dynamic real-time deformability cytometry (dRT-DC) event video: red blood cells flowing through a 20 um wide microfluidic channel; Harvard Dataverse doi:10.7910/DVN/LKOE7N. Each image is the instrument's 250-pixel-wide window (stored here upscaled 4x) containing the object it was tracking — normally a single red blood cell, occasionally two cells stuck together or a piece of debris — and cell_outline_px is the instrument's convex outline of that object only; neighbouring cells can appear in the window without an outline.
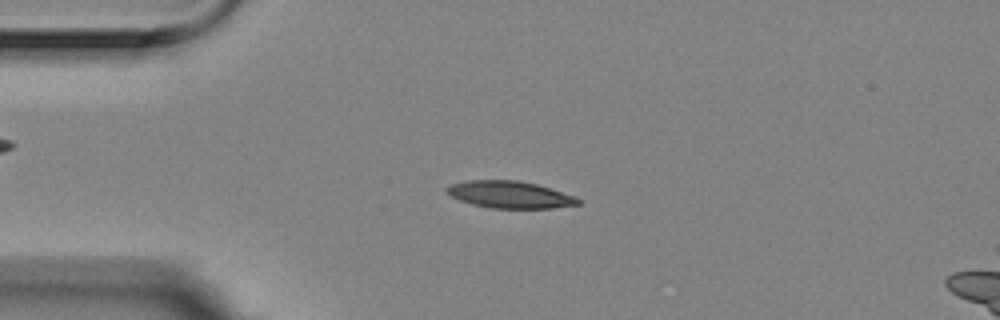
{"species": "Egyptian fruit bat (a non-hibernating species)", "species_latin": "Rousettus aegyptiacus", "temperature_condition": "room temperature", "stored_images_in_passage": 4, "camera_frame_rate_fps": 3000, "um_per_image_px": 0.085, "animal": {"sex": "female"}, "frame": {"image": 1, "passage_image": 1, "time_ms": 0.0, "image_size_px": [1000, 320], "cell_outline_px": [[580, 204], [552, 208], [488, 208], [472, 204], [460, 200], [452, 196], [444, 188], [452, 184], [468, 180], [516, 180], [536, 184], [572, 196], [580, 200]], "centroid_in_image_um": [43.29, 16.54], "position_along_channel_um": 41.7, "area_um2": 20.35}}
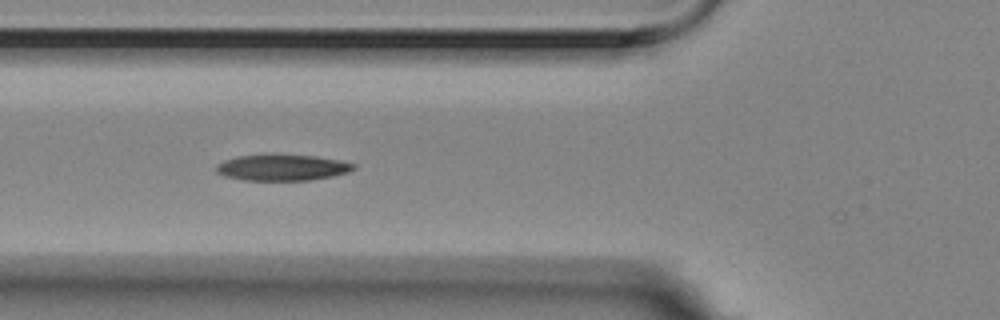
{"frame": {"image": 2, "passage_image": 3, "time_ms": 0.667, "image_size_px": [1000, 320], "cell_outline_px": [[356, 168], [348, 172], [332, 176], [308, 180], [244, 180], [224, 176], [216, 172], [216, 164], [224, 160], [236, 156], [272, 152], [316, 156], [340, 160], [356, 164]], "centroid_in_image_um": [23.96, 14.2], "position_along_channel_um": 101.8, "area_um2": 21.62}}
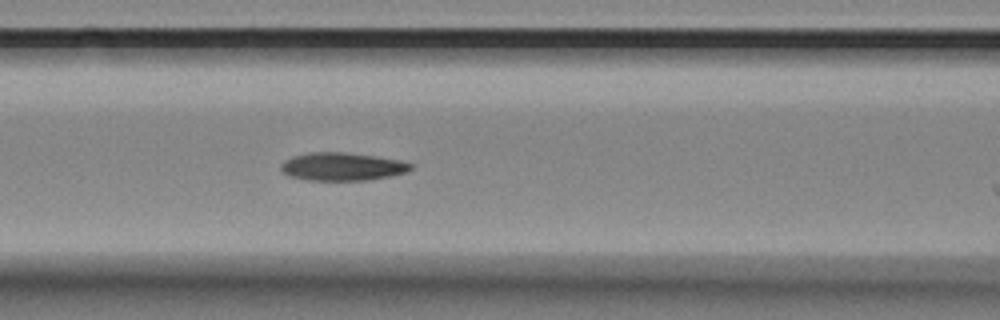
{"frame": {"image": 3, "passage_image": 4, "time_ms": 1.0, "image_size_px": [1000, 320], "cell_outline_px": [[412, 168], [408, 172], [392, 176], [368, 180], [308, 180], [288, 176], [280, 172], [280, 164], [284, 160], [292, 156], [308, 152], [344, 152], [376, 156], [400, 160], [412, 164]], "centroid_in_image_um": [29.06, 14.16], "position_along_channel_um": 137.5, "area_um2": 21.5}}